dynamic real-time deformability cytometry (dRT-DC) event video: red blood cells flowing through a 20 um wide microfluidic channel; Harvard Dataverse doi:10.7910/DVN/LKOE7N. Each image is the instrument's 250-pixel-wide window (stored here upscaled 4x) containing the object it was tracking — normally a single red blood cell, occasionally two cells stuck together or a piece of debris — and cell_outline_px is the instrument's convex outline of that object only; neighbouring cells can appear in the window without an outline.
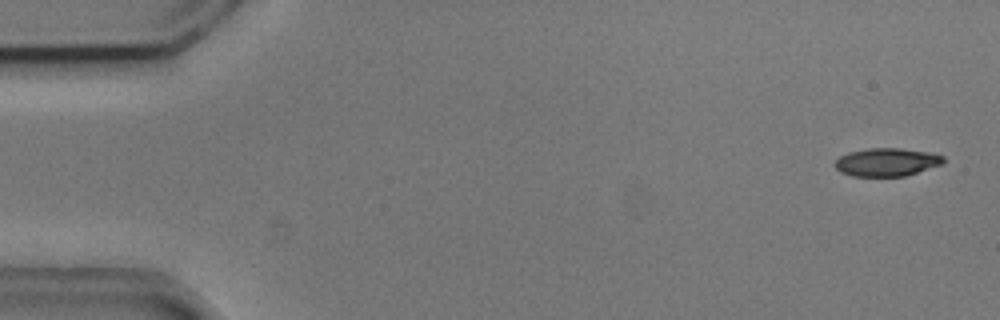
{"species": "common noctule bat (a hibernating species)", "species_latin": "Nyctalus noctula", "temperature_condition": "cold", "stored_images_in_passage": 10, "camera_frame_rate_fps": 3000, "um_per_image_px": 0.085, "animal": {"sex": "male", "body_mass_g": 20.5, "forearm_length_mm": 52.5}, "frame": {"image": 1, "passage_image": 2, "time_ms": 0.333, "image_size_px": [1000, 320], "cell_outline_px": [[944, 164], [904, 176], [852, 176], [840, 172], [836, 168], [836, 160], [840, 156], [848, 152], [868, 148], [900, 148], [936, 152], [944, 156]], "centroid_in_image_um": [75.43, 13.77], "position_along_channel_um": 9.6, "area_um2": 17.98}}